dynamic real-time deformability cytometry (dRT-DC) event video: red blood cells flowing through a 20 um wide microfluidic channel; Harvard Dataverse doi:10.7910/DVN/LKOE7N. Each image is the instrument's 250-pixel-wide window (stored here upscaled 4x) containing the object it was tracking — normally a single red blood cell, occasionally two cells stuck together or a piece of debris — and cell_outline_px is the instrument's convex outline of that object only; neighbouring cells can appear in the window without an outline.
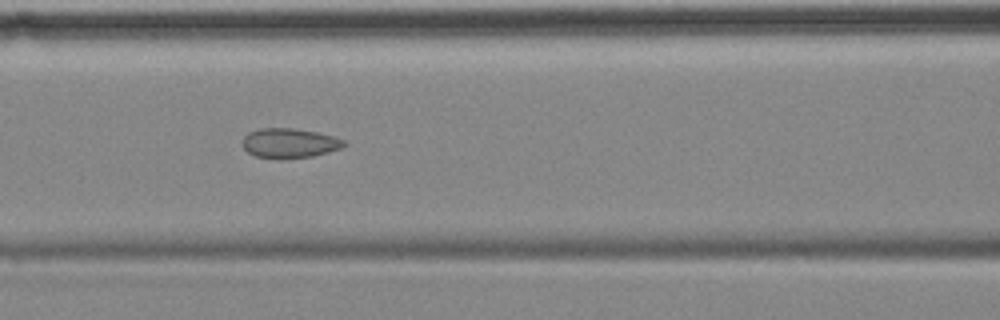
{"species": "common noctule bat (a hibernating species)", "species_latin": "Nyctalus noctula", "temperature_condition": "cold", "stored_images_in_passage": 7, "camera_frame_rate_fps": 3000, "um_per_image_px": 0.085, "animal": {"sex": "female", "body_mass_g": 18.4}, "frame": {"image": 1, "passage_image": 4, "time_ms": 3.667, "image_size_px": [1000, 320], "cell_outline_px": [[348, 144], [340, 148], [328, 152], [312, 156], [256, 156], [248, 152], [240, 144], [244, 136], [248, 132], [260, 128], [292, 128], [316, 132], [336, 136], [344, 140]], "centroid_in_image_um": [24.61, 12.11], "position_along_channel_um": 142.0, "area_um2": 17.05}}
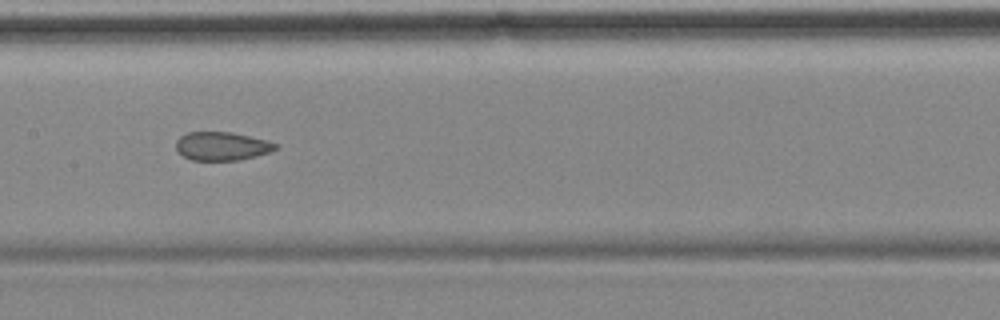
{"frame": {"image": 2, "passage_image": 5, "time_ms": 5.0, "image_size_px": [1000, 320], "cell_outline_px": [[280, 148], [256, 156], [240, 160], [192, 160], [184, 156], [176, 148], [176, 140], [180, 136], [188, 132], [232, 132], [268, 140], [280, 144]], "centroid_in_image_um": [18.91, 12.41], "position_along_channel_um": 188.5, "area_um2": 16.65}}
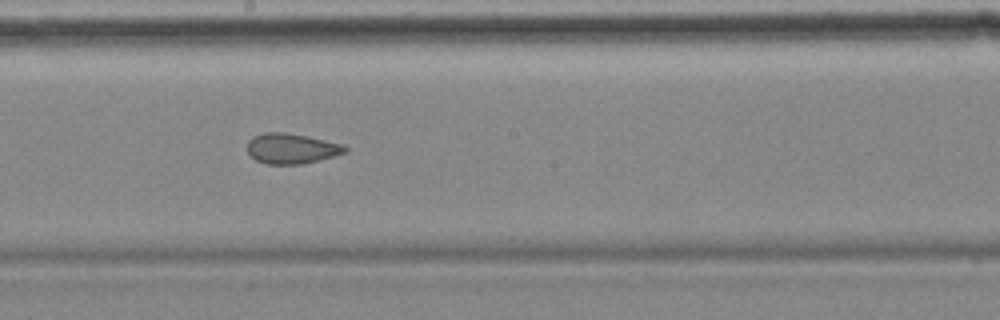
{"frame": {"image": 3, "passage_image": 6, "time_ms": 6.0, "image_size_px": [1000, 320], "cell_outline_px": [[348, 148], [344, 152], [332, 156], [300, 164], [268, 164], [256, 160], [248, 152], [248, 140], [252, 136], [264, 132], [284, 132], [308, 136], [344, 144]], "centroid_in_image_um": [24.75, 12.6], "position_along_channel_um": 223.5, "area_um2": 17.11}}